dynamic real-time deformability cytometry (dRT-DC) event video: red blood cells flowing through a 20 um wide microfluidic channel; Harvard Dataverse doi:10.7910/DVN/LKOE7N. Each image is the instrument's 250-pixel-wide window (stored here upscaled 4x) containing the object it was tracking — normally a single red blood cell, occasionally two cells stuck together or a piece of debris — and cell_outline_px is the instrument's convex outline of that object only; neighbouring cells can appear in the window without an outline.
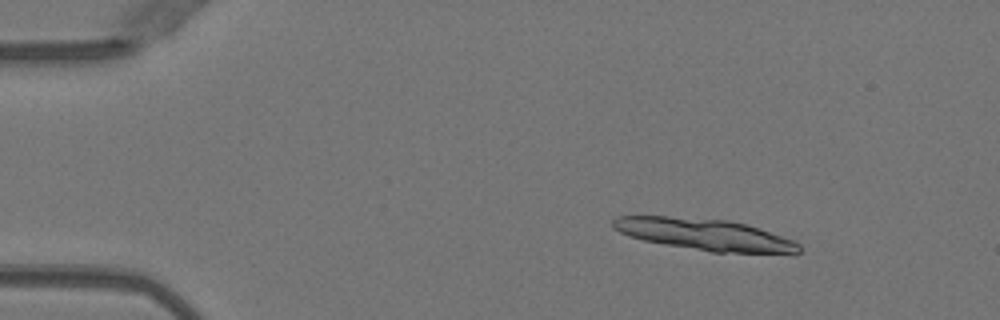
{"species": "Egyptian fruit bat (a non-hibernating species)", "species_latin": "Rousettus aegyptiacus", "temperature_condition": "warm", "stored_images_in_passage": 14, "camera_frame_rate_fps": 3000, "um_per_image_px": 0.085, "animal": {"sex": "female"}, "frame": {"image": 1, "passage_image": 6, "time_ms": 1.667, "image_size_px": [1000, 320], "cell_outline_px": [[800, 252], [796, 256], [712, 252], [664, 244], [644, 240], [628, 236], [612, 228], [612, 220], [616, 216], [668, 216], [728, 220], [748, 224], [760, 228], [792, 240], [800, 244]], "centroid_in_image_um": [60.02, 19.97], "position_along_channel_um": 25.0, "area_um2": 35.08}}